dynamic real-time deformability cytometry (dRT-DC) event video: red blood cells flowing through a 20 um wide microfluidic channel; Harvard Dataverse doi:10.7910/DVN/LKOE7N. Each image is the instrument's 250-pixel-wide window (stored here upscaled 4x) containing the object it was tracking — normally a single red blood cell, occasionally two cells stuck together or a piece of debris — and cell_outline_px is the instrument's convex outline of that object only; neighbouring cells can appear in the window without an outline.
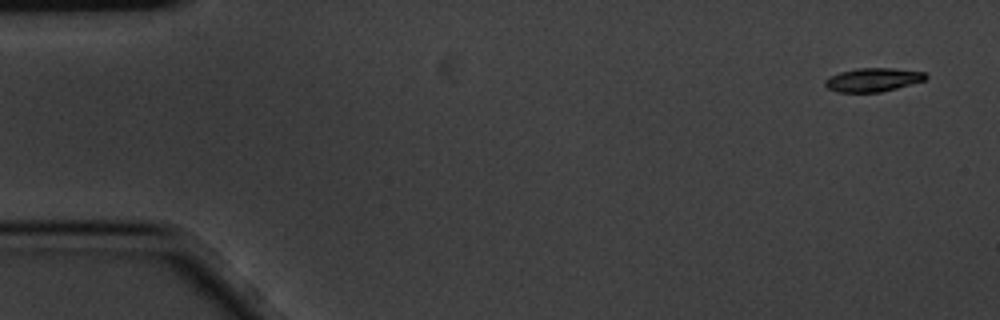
{"species": "common noctule bat (a hibernating species)", "species_latin": "Nyctalus noctula", "temperature_condition": "cold", "stored_images_in_passage": 4, "camera_frame_rate_fps": 3000, "um_per_image_px": 0.085, "animal": {"sex": "male", "body_mass_g": 20.1, "forearm_length_mm": 53.5}, "frame": {"image": 1, "passage_image": 1, "time_ms": 0.0, "image_size_px": [1000, 320], "cell_outline_px": [[928, 76], [924, 80], [896, 88], [880, 92], [836, 92], [828, 88], [824, 84], [824, 80], [840, 72], [860, 68], [892, 68], [924, 72]], "centroid_in_image_um": [74.19, 6.78], "position_along_channel_um": 10.8, "area_um2": 13.64}}
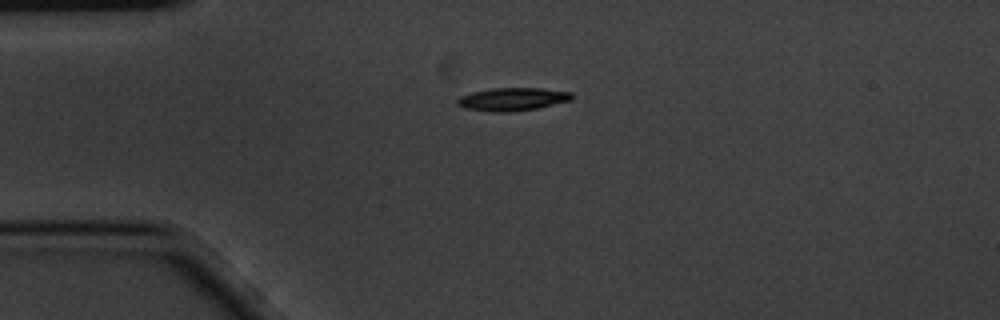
{"frame": {"image": 2, "passage_image": 3, "time_ms": 0.667, "image_size_px": [1000, 320], "cell_outline_px": [[572, 100], [536, 108], [508, 112], [492, 112], [464, 108], [456, 104], [456, 100], [460, 96], [472, 92], [492, 88], [544, 88], [572, 92]], "centroid_in_image_um": [43.54, 8.42], "position_along_channel_um": 41.5, "area_um2": 15.37}}